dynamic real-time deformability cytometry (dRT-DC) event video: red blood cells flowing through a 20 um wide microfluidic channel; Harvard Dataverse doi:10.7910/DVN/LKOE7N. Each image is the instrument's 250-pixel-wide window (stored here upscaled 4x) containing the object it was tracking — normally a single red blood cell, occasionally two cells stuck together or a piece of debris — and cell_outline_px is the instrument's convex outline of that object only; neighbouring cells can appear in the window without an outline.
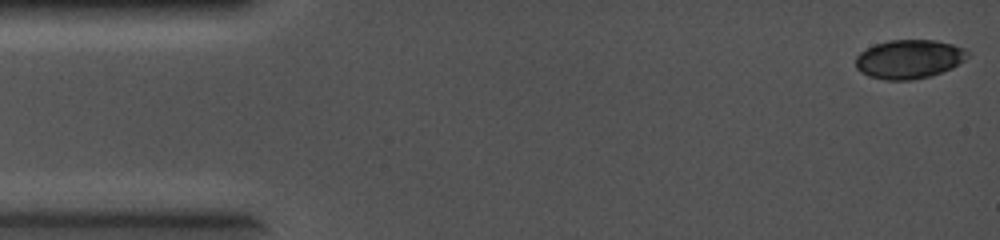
{"species": "common noctule bat (a hibernating species)", "species_latin": "Nyctalus noctula", "temperature_condition": "cold", "stored_images_in_passage": 8, "camera_frame_rate_fps": 5000, "um_per_image_px": 0.085, "animal": {"sex": "female", "body_mass_g": 19.0, "forearm_length_mm": 56.7}, "frame": {"image": 1, "passage_image": 1, "time_ms": 0.0, "image_size_px": [1000, 240], "cell_outline_px": [[972, 56], [952, 68], [928, 76], [912, 80], [884, 80], [868, 76], [860, 72], [856, 68], [856, 56], [860, 52], [876, 44], [888, 40], [936, 40], [952, 44], [964, 48]], "centroid_in_image_um": [77.28, 5.02], "position_along_channel_um": 7.7, "area_um2": 25.49}}
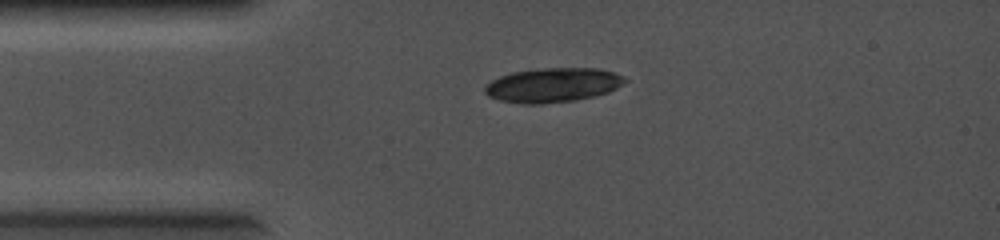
{"frame": {"image": 2, "passage_image": 7, "time_ms": 1.2, "image_size_px": [1000, 240], "cell_outline_px": [[628, 80], [624, 84], [608, 92], [576, 100], [544, 104], [524, 104], [500, 100], [488, 96], [484, 92], [484, 88], [492, 80], [500, 76], [512, 72], [544, 68], [596, 68], [612, 72], [624, 76]], "centroid_in_image_um": [46.99, 7.23], "position_along_channel_um": 38.0, "area_um2": 27.98}}